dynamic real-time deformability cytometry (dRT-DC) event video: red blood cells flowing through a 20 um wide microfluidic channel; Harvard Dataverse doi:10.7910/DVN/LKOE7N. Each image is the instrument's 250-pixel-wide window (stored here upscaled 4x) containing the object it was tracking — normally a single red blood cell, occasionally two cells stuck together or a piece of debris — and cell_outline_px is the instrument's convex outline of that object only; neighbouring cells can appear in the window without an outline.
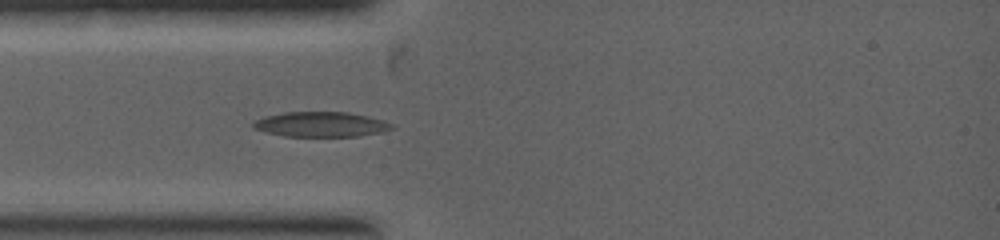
{"species": "common noctule bat (a hibernating species)", "species_latin": "Nyctalus noctula", "temperature_condition": "warm", "stored_images_in_passage": 3, "camera_frame_rate_fps": 5000, "um_per_image_px": 0.085, "animal": {"sex": "female", "body_mass_g": 19.0, "forearm_length_mm": 53.3}, "frame": {"image": 1, "passage_image": 3, "time_ms": 1.2, "image_size_px": [1000, 240], "cell_outline_px": [[396, 128], [384, 132], [356, 136], [284, 136], [264, 132], [252, 128], [252, 124], [256, 120], [264, 116], [284, 112], [348, 112], [368, 116], [384, 120], [392, 124]], "centroid_in_image_um": [27.29, 10.57], "position_along_channel_um": 57.7, "area_um2": 20.35}}